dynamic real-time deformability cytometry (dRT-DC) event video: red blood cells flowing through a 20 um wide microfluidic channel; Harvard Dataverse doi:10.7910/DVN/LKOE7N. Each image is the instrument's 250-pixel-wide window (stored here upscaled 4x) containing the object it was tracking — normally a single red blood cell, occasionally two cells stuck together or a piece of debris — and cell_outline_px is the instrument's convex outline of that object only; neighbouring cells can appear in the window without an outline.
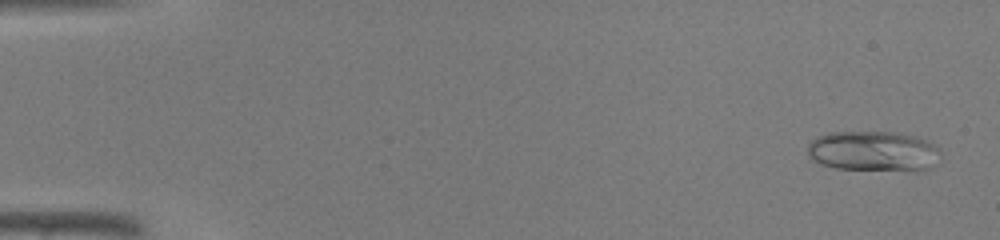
{"species": "common noctule bat (a hibernating species)", "species_latin": "Nyctalus noctula", "temperature_condition": "warm", "stored_images_in_passage": 45, "camera_frame_rate_fps": 3000, "um_per_image_px": 0.085, "animal": {"sex": "male", "body_mass_g": 19.0, "forearm_length_mm": 50.8}, "frame": {"image": 1, "passage_image": 2, "time_ms": 0.333, "image_size_px": [1000, 240], "cell_outline_px": [[940, 164], [924, 172], [912, 172], [836, 168], [820, 164], [812, 160], [808, 152], [808, 144], [816, 136], [828, 132], [896, 132], [916, 136], [928, 140], [936, 144], [940, 148]], "centroid_in_image_um": [74.36, 12.88], "position_along_channel_um": 10.6, "area_um2": 32.43}}
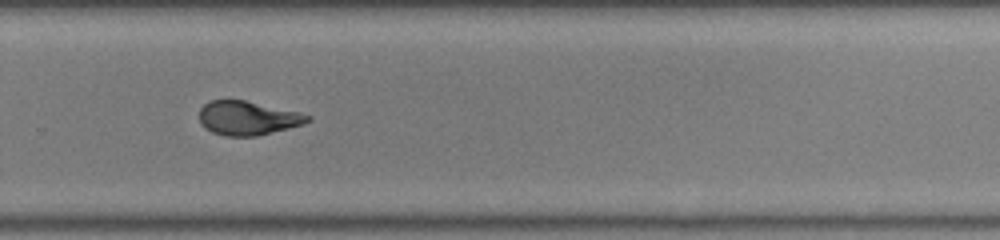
{"frame": {"image": 2, "passage_image": 31, "time_ms": 10.0, "image_size_px": [1000, 240], "cell_outline_px": [[312, 120], [304, 124], [256, 136], [224, 136], [212, 132], [204, 128], [200, 124], [200, 108], [208, 100], [244, 100], [300, 112], [308, 116]], "centroid_in_image_um": [21.02, 10.04], "position_along_channel_um": 308.8, "area_um2": 21.44}}
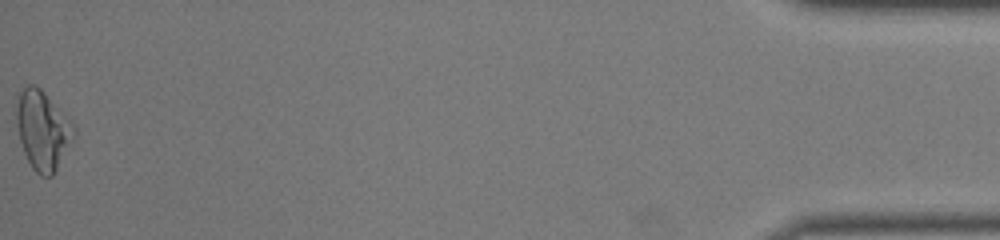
{"frame": {"image": 3, "passage_image": 45, "time_ms": 14.667, "image_size_px": [1000, 240], "cell_outline_px": [[76, 132], [52, 176], [40, 176], [32, 168], [24, 152], [20, 140], [16, 124], [16, 92], [28, 84], [32, 84], [40, 88], [76, 124]], "centroid_in_image_um": [3.61, 11.0], "position_along_channel_um": 431.6, "area_um2": 26.59}}